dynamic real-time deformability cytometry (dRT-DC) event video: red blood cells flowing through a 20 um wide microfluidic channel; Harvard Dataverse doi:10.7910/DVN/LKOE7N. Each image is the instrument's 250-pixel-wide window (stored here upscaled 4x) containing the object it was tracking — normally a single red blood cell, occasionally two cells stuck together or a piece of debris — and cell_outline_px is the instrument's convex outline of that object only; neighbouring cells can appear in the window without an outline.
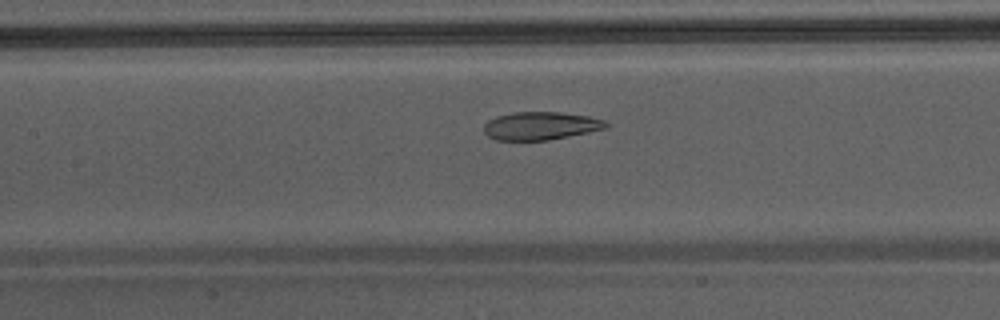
{"species": "Egyptian fruit bat (a non-hibernating species)", "species_latin": "Rousettus aegyptiacus", "temperature_condition": "warm", "stored_images_in_passage": 33, "camera_frame_rate_fps": 3000, "um_per_image_px": 0.085, "animal": {"sex": "male"}, "frame": {"image": 1, "passage_image": 9, "time_ms": 2.667, "image_size_px": [1000, 320], "cell_outline_px": [[608, 128], [548, 140], [496, 140], [488, 136], [484, 132], [484, 124], [488, 120], [496, 116], [512, 112], [560, 112], [588, 116], [604, 120], [608, 124]], "centroid_in_image_um": [45.93, 10.69], "position_along_channel_um": 161.5, "area_um2": 19.94}}
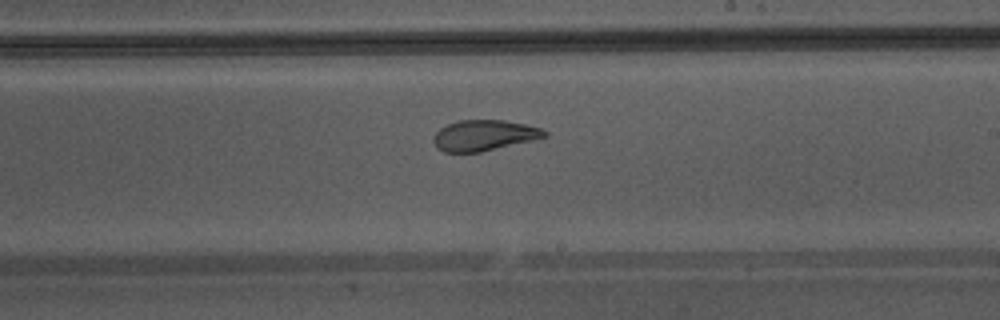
{"frame": {"image": 2, "passage_image": 15, "time_ms": 4.667, "image_size_px": [1000, 320], "cell_outline_px": [[548, 136], [480, 152], [444, 152], [436, 148], [432, 140], [432, 136], [440, 128], [448, 124], [460, 120], [504, 120], [524, 124], [540, 128], [548, 132]], "centroid_in_image_um": [41.1, 11.5], "position_along_channel_um": 247.9, "area_um2": 19.77}}
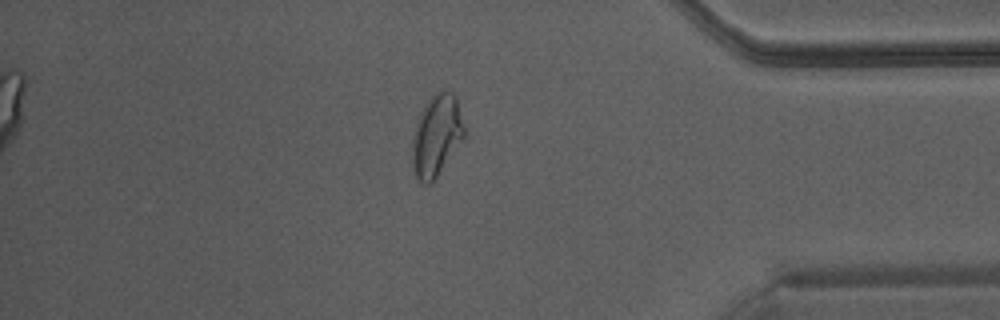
{"frame": {"image": 3, "passage_image": 27, "time_ms": 8.667, "image_size_px": [1000, 320], "cell_outline_px": [[464, 140], [436, 176], [428, 184], [424, 184], [416, 176], [412, 164], [412, 140], [416, 124], [420, 112], [428, 100], [436, 92], [452, 92], [456, 96], [464, 128]], "centroid_in_image_um": [37.1, 11.52], "position_along_channel_um": 398.1, "area_um2": 24.28}}